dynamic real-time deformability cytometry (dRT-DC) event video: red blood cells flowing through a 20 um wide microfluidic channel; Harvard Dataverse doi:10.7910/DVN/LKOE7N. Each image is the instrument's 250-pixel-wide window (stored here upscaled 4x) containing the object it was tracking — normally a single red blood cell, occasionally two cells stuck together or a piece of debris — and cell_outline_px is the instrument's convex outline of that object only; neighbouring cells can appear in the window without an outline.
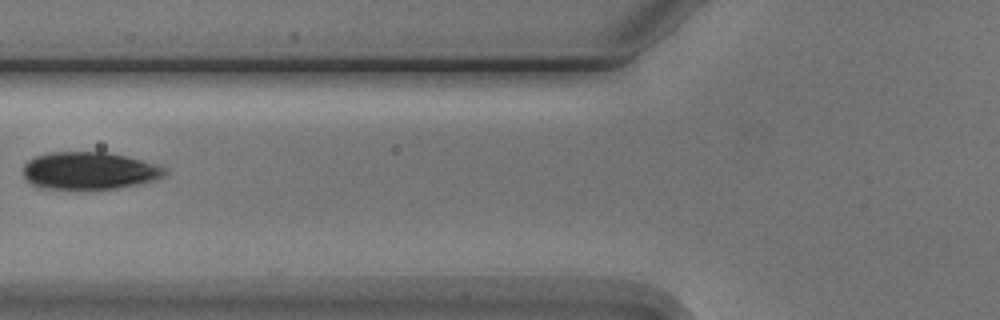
{"species": "Egyptian fruit bat (a non-hibernating species)", "species_latin": "Rousettus aegyptiacus", "temperature_condition": "cold", "stored_images_in_passage": 7, "camera_frame_rate_fps": 3000, "um_per_image_px": 0.085, "animal": {"sex": "male"}, "frame": {"image": 1, "passage_image": 6, "time_ms": 6.0, "image_size_px": [1000, 320], "cell_outline_px": [[168, 172], [164, 176], [152, 180], [136, 184], [116, 188], [80, 192], [40, 188], [32, 184], [24, 176], [24, 164], [28, 160], [36, 156], [52, 152], [104, 152], [124, 156], [140, 160], [168, 168]], "centroid_in_image_um": [7.55, 14.55], "position_along_channel_um": 118.3, "area_um2": 31.44}}
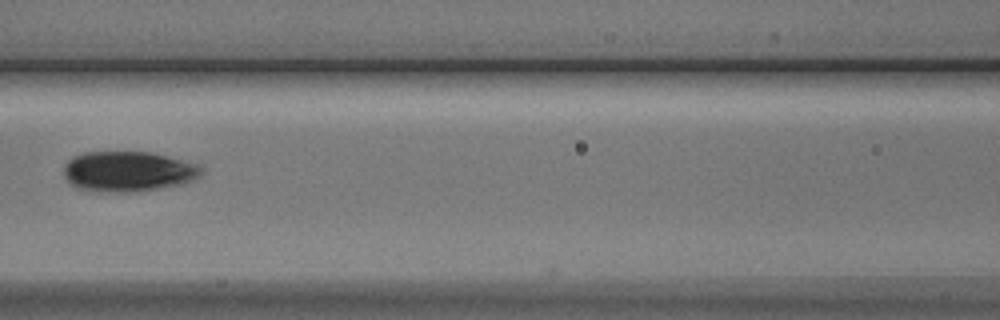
{"frame": {"image": 2, "passage_image": 7, "time_ms": 7.0, "image_size_px": [1000, 320], "cell_outline_px": [[204, 172], [200, 176], [184, 184], [160, 188], [128, 192], [100, 192], [76, 188], [68, 184], [64, 176], [64, 164], [72, 156], [84, 152], [148, 152], [196, 164], [204, 168]], "centroid_in_image_um": [10.84, 14.58], "position_along_channel_um": 155.8, "area_um2": 32.48}}